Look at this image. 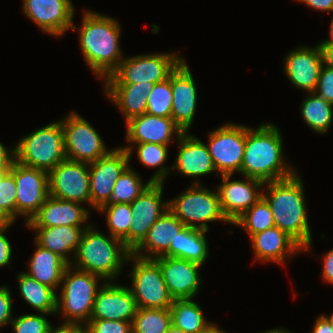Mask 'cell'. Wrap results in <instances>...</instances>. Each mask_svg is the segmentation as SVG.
<instances>
[{"label": "cell", "mask_w": 333, "mask_h": 333, "mask_svg": "<svg viewBox=\"0 0 333 333\" xmlns=\"http://www.w3.org/2000/svg\"><path fill=\"white\" fill-rule=\"evenodd\" d=\"M262 123L256 129L246 126L240 174L263 183L291 177L296 171L284 160L280 129L275 124Z\"/></svg>", "instance_id": "6da1fadb"}, {"label": "cell", "mask_w": 333, "mask_h": 333, "mask_svg": "<svg viewBox=\"0 0 333 333\" xmlns=\"http://www.w3.org/2000/svg\"><path fill=\"white\" fill-rule=\"evenodd\" d=\"M297 173L282 180L264 183L266 192H262V197L271 208L274 225L292 237L303 248V252H311L312 234L304 185Z\"/></svg>", "instance_id": "7a4b0ae2"}, {"label": "cell", "mask_w": 333, "mask_h": 333, "mask_svg": "<svg viewBox=\"0 0 333 333\" xmlns=\"http://www.w3.org/2000/svg\"><path fill=\"white\" fill-rule=\"evenodd\" d=\"M79 31V45L89 68L103 80L110 76L123 60L120 47L121 26L116 19L84 10Z\"/></svg>", "instance_id": "3957f363"}, {"label": "cell", "mask_w": 333, "mask_h": 333, "mask_svg": "<svg viewBox=\"0 0 333 333\" xmlns=\"http://www.w3.org/2000/svg\"><path fill=\"white\" fill-rule=\"evenodd\" d=\"M109 236L90 224L83 230L71 265L100 276L104 282L116 279L132 251L119 238Z\"/></svg>", "instance_id": "277c9868"}, {"label": "cell", "mask_w": 333, "mask_h": 333, "mask_svg": "<svg viewBox=\"0 0 333 333\" xmlns=\"http://www.w3.org/2000/svg\"><path fill=\"white\" fill-rule=\"evenodd\" d=\"M100 279L103 280L100 276L77 269L71 264L67 266L62 276L61 293L57 295L56 313L64 317L63 324L84 326L91 319Z\"/></svg>", "instance_id": "5b68a950"}, {"label": "cell", "mask_w": 333, "mask_h": 333, "mask_svg": "<svg viewBox=\"0 0 333 333\" xmlns=\"http://www.w3.org/2000/svg\"><path fill=\"white\" fill-rule=\"evenodd\" d=\"M15 147V161L49 173L66 160L63 126L52 122L23 136Z\"/></svg>", "instance_id": "8992f818"}, {"label": "cell", "mask_w": 333, "mask_h": 333, "mask_svg": "<svg viewBox=\"0 0 333 333\" xmlns=\"http://www.w3.org/2000/svg\"><path fill=\"white\" fill-rule=\"evenodd\" d=\"M168 206L186 227L209 231L207 222L230 223L222 212L217 190L204 187L199 180L176 198L168 200Z\"/></svg>", "instance_id": "52a82bcc"}, {"label": "cell", "mask_w": 333, "mask_h": 333, "mask_svg": "<svg viewBox=\"0 0 333 333\" xmlns=\"http://www.w3.org/2000/svg\"><path fill=\"white\" fill-rule=\"evenodd\" d=\"M184 60L178 53H152L123 58L119 67L104 79L105 84H155L169 75Z\"/></svg>", "instance_id": "ba28073f"}, {"label": "cell", "mask_w": 333, "mask_h": 333, "mask_svg": "<svg viewBox=\"0 0 333 333\" xmlns=\"http://www.w3.org/2000/svg\"><path fill=\"white\" fill-rule=\"evenodd\" d=\"M133 263L129 287L138 308L167 309L174 299L169 294L159 265L153 259H143L131 254L128 262Z\"/></svg>", "instance_id": "9c48e42d"}, {"label": "cell", "mask_w": 333, "mask_h": 333, "mask_svg": "<svg viewBox=\"0 0 333 333\" xmlns=\"http://www.w3.org/2000/svg\"><path fill=\"white\" fill-rule=\"evenodd\" d=\"M66 158L75 162L93 163L105 156L108 150L93 126L76 112L61 120Z\"/></svg>", "instance_id": "30bf717a"}, {"label": "cell", "mask_w": 333, "mask_h": 333, "mask_svg": "<svg viewBox=\"0 0 333 333\" xmlns=\"http://www.w3.org/2000/svg\"><path fill=\"white\" fill-rule=\"evenodd\" d=\"M246 142V126L226 123L209 133L208 147L215 176L240 174Z\"/></svg>", "instance_id": "8fae6325"}, {"label": "cell", "mask_w": 333, "mask_h": 333, "mask_svg": "<svg viewBox=\"0 0 333 333\" xmlns=\"http://www.w3.org/2000/svg\"><path fill=\"white\" fill-rule=\"evenodd\" d=\"M9 172L17 185L16 219L23 216L27 223L49 196V174L17 161L13 162Z\"/></svg>", "instance_id": "7c38bea8"}, {"label": "cell", "mask_w": 333, "mask_h": 333, "mask_svg": "<svg viewBox=\"0 0 333 333\" xmlns=\"http://www.w3.org/2000/svg\"><path fill=\"white\" fill-rule=\"evenodd\" d=\"M127 151L122 147L111 149L105 156L89 164L90 206L96 211L111 203L115 182L130 165Z\"/></svg>", "instance_id": "4fadbf2b"}, {"label": "cell", "mask_w": 333, "mask_h": 333, "mask_svg": "<svg viewBox=\"0 0 333 333\" xmlns=\"http://www.w3.org/2000/svg\"><path fill=\"white\" fill-rule=\"evenodd\" d=\"M49 195L90 206L89 164L64 160L49 173Z\"/></svg>", "instance_id": "5bb4252c"}, {"label": "cell", "mask_w": 333, "mask_h": 333, "mask_svg": "<svg viewBox=\"0 0 333 333\" xmlns=\"http://www.w3.org/2000/svg\"><path fill=\"white\" fill-rule=\"evenodd\" d=\"M163 183H152L130 205L129 249L133 251L147 236L149 229L169 209L162 198Z\"/></svg>", "instance_id": "9a60e30c"}, {"label": "cell", "mask_w": 333, "mask_h": 333, "mask_svg": "<svg viewBox=\"0 0 333 333\" xmlns=\"http://www.w3.org/2000/svg\"><path fill=\"white\" fill-rule=\"evenodd\" d=\"M23 12L45 33L63 36L74 25V6L71 0H23Z\"/></svg>", "instance_id": "2e32d148"}, {"label": "cell", "mask_w": 333, "mask_h": 333, "mask_svg": "<svg viewBox=\"0 0 333 333\" xmlns=\"http://www.w3.org/2000/svg\"><path fill=\"white\" fill-rule=\"evenodd\" d=\"M231 177L222 175V183L216 186L222 212L230 224L262 198L264 187L263 182L251 177L233 181Z\"/></svg>", "instance_id": "e0dca14e"}, {"label": "cell", "mask_w": 333, "mask_h": 333, "mask_svg": "<svg viewBox=\"0 0 333 333\" xmlns=\"http://www.w3.org/2000/svg\"><path fill=\"white\" fill-rule=\"evenodd\" d=\"M153 260L159 265L163 280L174 300L193 299L198 294L202 282L199 269L202 265L168 256Z\"/></svg>", "instance_id": "ac0fdd59"}, {"label": "cell", "mask_w": 333, "mask_h": 333, "mask_svg": "<svg viewBox=\"0 0 333 333\" xmlns=\"http://www.w3.org/2000/svg\"><path fill=\"white\" fill-rule=\"evenodd\" d=\"M185 59L171 73V118L183 131L189 132L197 108V88Z\"/></svg>", "instance_id": "d6986e66"}, {"label": "cell", "mask_w": 333, "mask_h": 333, "mask_svg": "<svg viewBox=\"0 0 333 333\" xmlns=\"http://www.w3.org/2000/svg\"><path fill=\"white\" fill-rule=\"evenodd\" d=\"M137 310L129 287L105 281L97 291L91 319L133 322Z\"/></svg>", "instance_id": "ffe728a7"}, {"label": "cell", "mask_w": 333, "mask_h": 333, "mask_svg": "<svg viewBox=\"0 0 333 333\" xmlns=\"http://www.w3.org/2000/svg\"><path fill=\"white\" fill-rule=\"evenodd\" d=\"M285 75L291 83L306 92H315L323 67L319 46H300L290 51L284 58Z\"/></svg>", "instance_id": "44dd1931"}, {"label": "cell", "mask_w": 333, "mask_h": 333, "mask_svg": "<svg viewBox=\"0 0 333 333\" xmlns=\"http://www.w3.org/2000/svg\"><path fill=\"white\" fill-rule=\"evenodd\" d=\"M81 204L49 195L39 211L26 223V226L28 229L55 226L88 227L90 224H87L86 221L90 217L89 210Z\"/></svg>", "instance_id": "7402d4cb"}, {"label": "cell", "mask_w": 333, "mask_h": 333, "mask_svg": "<svg viewBox=\"0 0 333 333\" xmlns=\"http://www.w3.org/2000/svg\"><path fill=\"white\" fill-rule=\"evenodd\" d=\"M128 143H155L170 145L173 135L179 138L183 131L171 117L153 116L144 113L126 121Z\"/></svg>", "instance_id": "603a6c76"}, {"label": "cell", "mask_w": 333, "mask_h": 333, "mask_svg": "<svg viewBox=\"0 0 333 333\" xmlns=\"http://www.w3.org/2000/svg\"><path fill=\"white\" fill-rule=\"evenodd\" d=\"M176 141L179 150L172 171L177 169L179 174L196 179L217 172L208 147L203 141L189 132H183Z\"/></svg>", "instance_id": "cb8c5ba5"}, {"label": "cell", "mask_w": 333, "mask_h": 333, "mask_svg": "<svg viewBox=\"0 0 333 333\" xmlns=\"http://www.w3.org/2000/svg\"><path fill=\"white\" fill-rule=\"evenodd\" d=\"M252 248L256 261L276 262L284 265L287 258L303 252V248L286 232L274 226L253 235Z\"/></svg>", "instance_id": "d4e9b609"}, {"label": "cell", "mask_w": 333, "mask_h": 333, "mask_svg": "<svg viewBox=\"0 0 333 333\" xmlns=\"http://www.w3.org/2000/svg\"><path fill=\"white\" fill-rule=\"evenodd\" d=\"M186 226L168 209L149 229L144 240L132 251L136 257L155 259L163 256L171 242Z\"/></svg>", "instance_id": "484cf974"}, {"label": "cell", "mask_w": 333, "mask_h": 333, "mask_svg": "<svg viewBox=\"0 0 333 333\" xmlns=\"http://www.w3.org/2000/svg\"><path fill=\"white\" fill-rule=\"evenodd\" d=\"M154 84H105L104 93L122 112L125 122L146 113L147 98Z\"/></svg>", "instance_id": "4316f807"}, {"label": "cell", "mask_w": 333, "mask_h": 333, "mask_svg": "<svg viewBox=\"0 0 333 333\" xmlns=\"http://www.w3.org/2000/svg\"><path fill=\"white\" fill-rule=\"evenodd\" d=\"M87 227L55 226L48 228H30L37 232L35 242L59 255L68 264L75 256L83 230ZM72 254V258L69 255Z\"/></svg>", "instance_id": "83f0119b"}, {"label": "cell", "mask_w": 333, "mask_h": 333, "mask_svg": "<svg viewBox=\"0 0 333 333\" xmlns=\"http://www.w3.org/2000/svg\"><path fill=\"white\" fill-rule=\"evenodd\" d=\"M34 243L37 247L29 259V269L24 273L41 284L57 290L61 286L63 273L69 264L59 255Z\"/></svg>", "instance_id": "f1b7e54d"}, {"label": "cell", "mask_w": 333, "mask_h": 333, "mask_svg": "<svg viewBox=\"0 0 333 333\" xmlns=\"http://www.w3.org/2000/svg\"><path fill=\"white\" fill-rule=\"evenodd\" d=\"M207 232L185 227L171 242L169 250L163 256L186 259L203 266L209 254L205 235Z\"/></svg>", "instance_id": "f546056e"}, {"label": "cell", "mask_w": 333, "mask_h": 333, "mask_svg": "<svg viewBox=\"0 0 333 333\" xmlns=\"http://www.w3.org/2000/svg\"><path fill=\"white\" fill-rule=\"evenodd\" d=\"M169 309L172 324L185 333H209L216 327L206 320L201 306L193 299H176Z\"/></svg>", "instance_id": "4dcf8cb0"}, {"label": "cell", "mask_w": 333, "mask_h": 333, "mask_svg": "<svg viewBox=\"0 0 333 333\" xmlns=\"http://www.w3.org/2000/svg\"><path fill=\"white\" fill-rule=\"evenodd\" d=\"M17 281L23 300L38 313L57 314V293L53 288L41 284L24 272L17 275Z\"/></svg>", "instance_id": "1f68e13d"}, {"label": "cell", "mask_w": 333, "mask_h": 333, "mask_svg": "<svg viewBox=\"0 0 333 333\" xmlns=\"http://www.w3.org/2000/svg\"><path fill=\"white\" fill-rule=\"evenodd\" d=\"M301 116L305 124L318 134H326L333 122V104L310 92L302 101Z\"/></svg>", "instance_id": "d6a6232c"}, {"label": "cell", "mask_w": 333, "mask_h": 333, "mask_svg": "<svg viewBox=\"0 0 333 333\" xmlns=\"http://www.w3.org/2000/svg\"><path fill=\"white\" fill-rule=\"evenodd\" d=\"M132 144V146H130ZM124 148L129 158H131L132 150L137 149V158L141 164L146 167L157 168L156 172L149 179L152 183H165V178L172 171V167H166L165 161L168 159V145L155 143H130ZM136 145V148L135 145ZM134 145V146H133ZM133 148V149H132ZM171 169V170H170Z\"/></svg>", "instance_id": "836d02e7"}, {"label": "cell", "mask_w": 333, "mask_h": 333, "mask_svg": "<svg viewBox=\"0 0 333 333\" xmlns=\"http://www.w3.org/2000/svg\"><path fill=\"white\" fill-rule=\"evenodd\" d=\"M232 224L242 227L250 238L259 232L275 226L271 208L263 197Z\"/></svg>", "instance_id": "e575fe53"}, {"label": "cell", "mask_w": 333, "mask_h": 333, "mask_svg": "<svg viewBox=\"0 0 333 333\" xmlns=\"http://www.w3.org/2000/svg\"><path fill=\"white\" fill-rule=\"evenodd\" d=\"M97 211L105 213L109 235L119 238L129 248V225L132 217L131 205L108 203Z\"/></svg>", "instance_id": "d590c367"}, {"label": "cell", "mask_w": 333, "mask_h": 333, "mask_svg": "<svg viewBox=\"0 0 333 333\" xmlns=\"http://www.w3.org/2000/svg\"><path fill=\"white\" fill-rule=\"evenodd\" d=\"M152 184L149 180L145 184L134 169L129 165L119 176L112 191L111 203L131 204Z\"/></svg>", "instance_id": "8d00e7d4"}, {"label": "cell", "mask_w": 333, "mask_h": 333, "mask_svg": "<svg viewBox=\"0 0 333 333\" xmlns=\"http://www.w3.org/2000/svg\"><path fill=\"white\" fill-rule=\"evenodd\" d=\"M172 324L170 309L138 308L133 333H166Z\"/></svg>", "instance_id": "74e56055"}, {"label": "cell", "mask_w": 333, "mask_h": 333, "mask_svg": "<svg viewBox=\"0 0 333 333\" xmlns=\"http://www.w3.org/2000/svg\"><path fill=\"white\" fill-rule=\"evenodd\" d=\"M171 74L162 82L155 83L147 98L146 113L153 116L171 117Z\"/></svg>", "instance_id": "f35d334b"}, {"label": "cell", "mask_w": 333, "mask_h": 333, "mask_svg": "<svg viewBox=\"0 0 333 333\" xmlns=\"http://www.w3.org/2000/svg\"><path fill=\"white\" fill-rule=\"evenodd\" d=\"M46 315L48 314H24L13 318L10 325L15 333H48L53 325L47 320Z\"/></svg>", "instance_id": "ab89813d"}, {"label": "cell", "mask_w": 333, "mask_h": 333, "mask_svg": "<svg viewBox=\"0 0 333 333\" xmlns=\"http://www.w3.org/2000/svg\"><path fill=\"white\" fill-rule=\"evenodd\" d=\"M17 185L14 176L7 172L0 178V205L16 220Z\"/></svg>", "instance_id": "60d3db41"}, {"label": "cell", "mask_w": 333, "mask_h": 333, "mask_svg": "<svg viewBox=\"0 0 333 333\" xmlns=\"http://www.w3.org/2000/svg\"><path fill=\"white\" fill-rule=\"evenodd\" d=\"M84 326L86 333H133L128 321L90 319Z\"/></svg>", "instance_id": "b9f144b4"}, {"label": "cell", "mask_w": 333, "mask_h": 333, "mask_svg": "<svg viewBox=\"0 0 333 333\" xmlns=\"http://www.w3.org/2000/svg\"><path fill=\"white\" fill-rule=\"evenodd\" d=\"M315 93L333 104V69L322 67Z\"/></svg>", "instance_id": "7bdbcfd3"}, {"label": "cell", "mask_w": 333, "mask_h": 333, "mask_svg": "<svg viewBox=\"0 0 333 333\" xmlns=\"http://www.w3.org/2000/svg\"><path fill=\"white\" fill-rule=\"evenodd\" d=\"M12 297L8 286H0V327L12 321Z\"/></svg>", "instance_id": "ee69618b"}, {"label": "cell", "mask_w": 333, "mask_h": 333, "mask_svg": "<svg viewBox=\"0 0 333 333\" xmlns=\"http://www.w3.org/2000/svg\"><path fill=\"white\" fill-rule=\"evenodd\" d=\"M10 226L0 227V268L6 265L10 266L12 256V246L5 235V231Z\"/></svg>", "instance_id": "f6af8a7d"}, {"label": "cell", "mask_w": 333, "mask_h": 333, "mask_svg": "<svg viewBox=\"0 0 333 333\" xmlns=\"http://www.w3.org/2000/svg\"><path fill=\"white\" fill-rule=\"evenodd\" d=\"M14 161L15 147L8 149L0 142V172H9Z\"/></svg>", "instance_id": "bcb514c9"}, {"label": "cell", "mask_w": 333, "mask_h": 333, "mask_svg": "<svg viewBox=\"0 0 333 333\" xmlns=\"http://www.w3.org/2000/svg\"><path fill=\"white\" fill-rule=\"evenodd\" d=\"M323 259V280L333 285V249L327 251L326 254L324 253Z\"/></svg>", "instance_id": "7dc6e473"}, {"label": "cell", "mask_w": 333, "mask_h": 333, "mask_svg": "<svg viewBox=\"0 0 333 333\" xmlns=\"http://www.w3.org/2000/svg\"><path fill=\"white\" fill-rule=\"evenodd\" d=\"M308 7L323 12H333V0H297Z\"/></svg>", "instance_id": "c3c4849f"}, {"label": "cell", "mask_w": 333, "mask_h": 333, "mask_svg": "<svg viewBox=\"0 0 333 333\" xmlns=\"http://www.w3.org/2000/svg\"><path fill=\"white\" fill-rule=\"evenodd\" d=\"M48 333H86L85 326L75 324H61L54 328H50Z\"/></svg>", "instance_id": "681fc988"}, {"label": "cell", "mask_w": 333, "mask_h": 333, "mask_svg": "<svg viewBox=\"0 0 333 333\" xmlns=\"http://www.w3.org/2000/svg\"><path fill=\"white\" fill-rule=\"evenodd\" d=\"M323 66L333 69V45L331 44H318Z\"/></svg>", "instance_id": "f907efd6"}, {"label": "cell", "mask_w": 333, "mask_h": 333, "mask_svg": "<svg viewBox=\"0 0 333 333\" xmlns=\"http://www.w3.org/2000/svg\"><path fill=\"white\" fill-rule=\"evenodd\" d=\"M312 329L311 333H333L330 322L323 315L317 317Z\"/></svg>", "instance_id": "816d5d0a"}, {"label": "cell", "mask_w": 333, "mask_h": 333, "mask_svg": "<svg viewBox=\"0 0 333 333\" xmlns=\"http://www.w3.org/2000/svg\"><path fill=\"white\" fill-rule=\"evenodd\" d=\"M16 220L0 205V227L12 226Z\"/></svg>", "instance_id": "f5cc1de1"}, {"label": "cell", "mask_w": 333, "mask_h": 333, "mask_svg": "<svg viewBox=\"0 0 333 333\" xmlns=\"http://www.w3.org/2000/svg\"><path fill=\"white\" fill-rule=\"evenodd\" d=\"M330 38L326 39V40H322V42H320L319 44H331L333 45V19L331 21V24H330Z\"/></svg>", "instance_id": "db71d44e"}, {"label": "cell", "mask_w": 333, "mask_h": 333, "mask_svg": "<svg viewBox=\"0 0 333 333\" xmlns=\"http://www.w3.org/2000/svg\"><path fill=\"white\" fill-rule=\"evenodd\" d=\"M261 333H293V332L287 331L286 329L283 328H277V329L274 328L273 330L270 329Z\"/></svg>", "instance_id": "11a10c76"}, {"label": "cell", "mask_w": 333, "mask_h": 333, "mask_svg": "<svg viewBox=\"0 0 333 333\" xmlns=\"http://www.w3.org/2000/svg\"><path fill=\"white\" fill-rule=\"evenodd\" d=\"M166 333H185V332L183 330H181L180 328L171 324Z\"/></svg>", "instance_id": "9f6ffc18"}, {"label": "cell", "mask_w": 333, "mask_h": 333, "mask_svg": "<svg viewBox=\"0 0 333 333\" xmlns=\"http://www.w3.org/2000/svg\"><path fill=\"white\" fill-rule=\"evenodd\" d=\"M209 333H227L225 331H223L222 329H220L219 327H215L211 332Z\"/></svg>", "instance_id": "6f0895ef"}, {"label": "cell", "mask_w": 333, "mask_h": 333, "mask_svg": "<svg viewBox=\"0 0 333 333\" xmlns=\"http://www.w3.org/2000/svg\"><path fill=\"white\" fill-rule=\"evenodd\" d=\"M323 316L330 322L331 327L333 329V313L330 314V316H325V315H323Z\"/></svg>", "instance_id": "680465c9"}, {"label": "cell", "mask_w": 333, "mask_h": 333, "mask_svg": "<svg viewBox=\"0 0 333 333\" xmlns=\"http://www.w3.org/2000/svg\"><path fill=\"white\" fill-rule=\"evenodd\" d=\"M7 172H0V178Z\"/></svg>", "instance_id": "91938a15"}]
</instances>
